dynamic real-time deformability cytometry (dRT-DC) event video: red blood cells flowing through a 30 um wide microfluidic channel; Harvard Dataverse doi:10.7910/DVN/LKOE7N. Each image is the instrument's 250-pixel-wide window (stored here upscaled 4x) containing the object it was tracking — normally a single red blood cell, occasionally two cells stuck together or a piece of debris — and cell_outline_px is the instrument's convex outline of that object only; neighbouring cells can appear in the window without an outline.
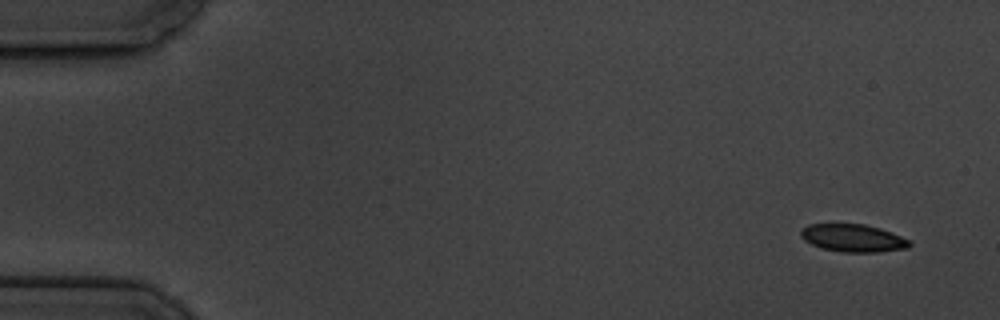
{"species": "common noctule bat (a hibernating species)", "species_latin": "Nyctalus noctula", "temperature_condition": "cold", "stored_images_in_passage": 5, "camera_frame_rate_fps": 3000, "um_per_image_px": 0.085, "animal": {"sex": "male", "body_mass_g": 19.5, "forearm_length_mm": 54.6}, "frame": {"image": 1, "passage_image": 1, "time_ms": 0.0, "image_size_px": [1000, 320], "cell_outline_px": [[912, 244], [908, 248], [880, 252], [840, 252], [820, 248], [804, 240], [800, 236], [800, 232], [808, 224], [864, 224], [880, 228], [892, 232], [912, 240]], "centroid_in_image_um": [72.55, 20.24], "position_along_channel_um": 12.5, "area_um2": 17.74}}
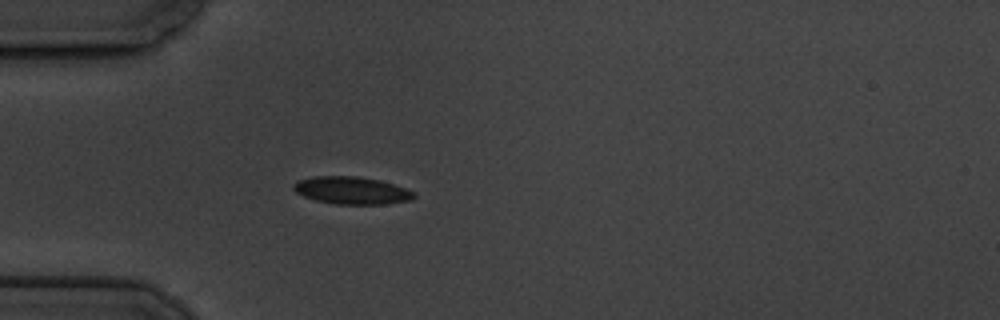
{"frame": {"image": 2, "passage_image": 5, "time_ms": 4.667, "image_size_px": [1000, 320], "cell_outline_px": [[416, 196], [412, 200], [384, 204], [336, 204], [316, 200], [304, 196], [296, 192], [292, 188], [292, 184], [296, 180], [312, 176], [356, 176], [380, 180], [416, 192]], "centroid_in_image_um": [29.87, 16.18], "position_along_channel_um": 55.1, "area_um2": 19.36}}